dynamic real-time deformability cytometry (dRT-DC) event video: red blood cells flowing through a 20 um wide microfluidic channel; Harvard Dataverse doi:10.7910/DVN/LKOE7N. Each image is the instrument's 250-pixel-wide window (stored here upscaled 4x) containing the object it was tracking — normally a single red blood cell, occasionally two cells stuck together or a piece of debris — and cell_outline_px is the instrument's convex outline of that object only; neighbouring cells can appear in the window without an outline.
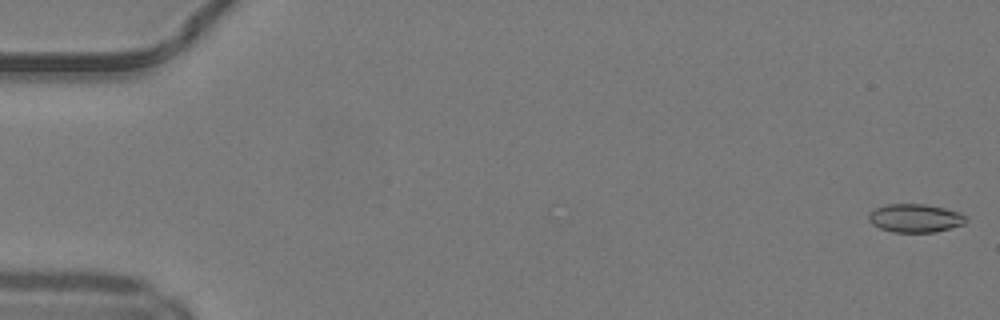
{"species": "common noctule bat (a hibernating species)", "species_latin": "Nyctalus noctula", "temperature_condition": "warm", "stored_images_in_passage": 50, "camera_frame_rate_fps": 3000, "um_per_image_px": 0.085, "animal": {"sex": "male", "body_mass_g": 19.2, "forearm_length_mm": 51.8}, "frame": {"image": 1, "passage_image": 1, "time_ms": 0.0, "image_size_px": [1000, 320], "cell_outline_px": [[968, 220], [964, 224], [936, 232], [892, 232], [880, 228], [872, 224], [868, 220], [868, 216], [876, 208], [888, 204], [924, 204], [944, 208], [960, 212], [968, 216]], "centroid_in_image_um": [77.83, 18.54], "position_along_channel_um": 7.2, "area_um2": 16.13}}
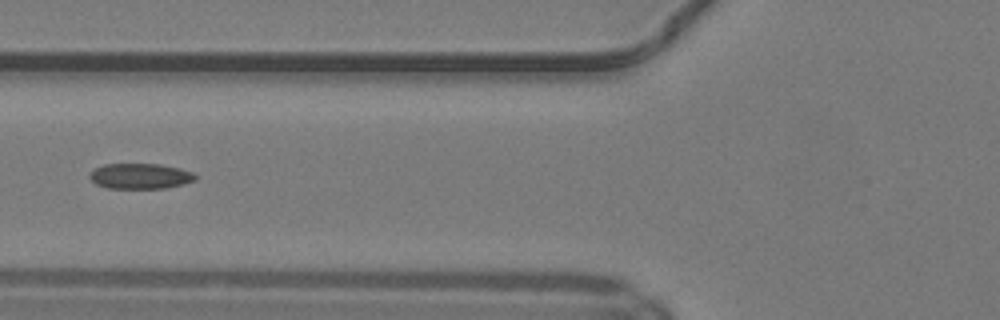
{"frame": {"image": 2, "passage_image": 20, "time_ms": 6.333, "image_size_px": [1000, 320], "cell_outline_px": [[196, 180], [164, 188], [108, 188], [96, 184], [88, 176], [96, 168], [104, 164], [160, 164], [180, 168], [192, 172], [196, 176]], "centroid_in_image_um": [11.91, 14.96], "position_along_channel_um": 113.9, "area_um2": 15.49}}
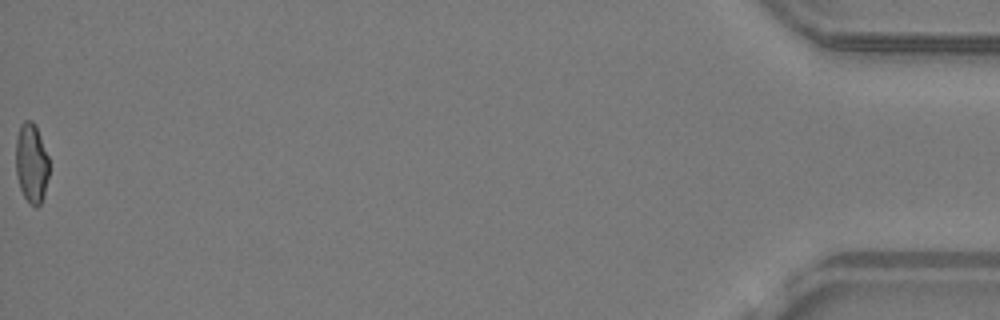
{"frame": {"image": 3, "passage_image": 50, "time_ms": 16.333, "image_size_px": [1000, 320], "cell_outline_px": [[48, 176], [44, 196], [40, 204], [36, 208], [28, 204], [20, 188], [16, 172], [16, 140], [20, 124], [24, 120], [32, 120], [40, 136], [48, 156]], "centroid_in_image_um": [2.67, 13.9], "position_along_channel_um": 432.5, "area_um2": 15.43}, "authors_computed_cell_mechanics": {"area_um2": 16.0684, "velocity_mm_per_s": 4.2037, "shape_relaxation_time_tau1_ms": null, "shape_relaxation_time_tau2_ms": 2.5395, "deformation_change_tau1": null, "deformation_change_tau2": 0.0866}}